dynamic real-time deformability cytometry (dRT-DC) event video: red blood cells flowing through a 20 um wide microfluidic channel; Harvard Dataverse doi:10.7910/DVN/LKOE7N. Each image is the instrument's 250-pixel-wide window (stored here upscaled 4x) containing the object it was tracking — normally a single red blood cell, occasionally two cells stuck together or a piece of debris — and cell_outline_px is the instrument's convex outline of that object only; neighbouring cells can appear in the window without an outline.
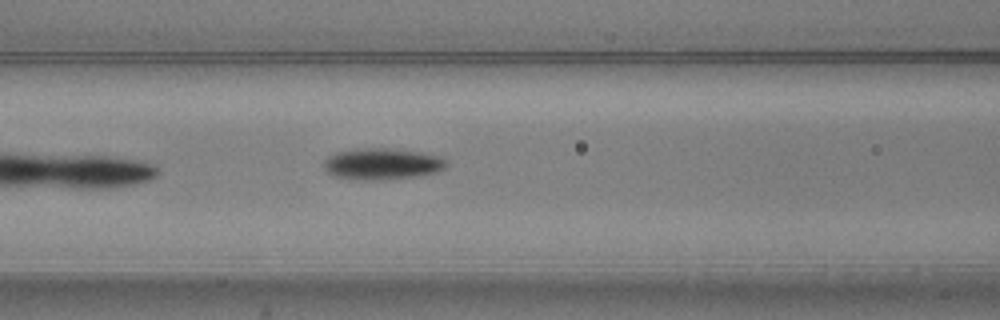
{"species": "common noctule bat (a hibernating species)", "species_latin": "Nyctalus noctula", "temperature_condition": "warm", "stored_images_in_passage": 5, "camera_frame_rate_fps": 3000, "um_per_image_px": 0.085, "animal": {"sex": "male", "body_mass_g": 20.5, "forearm_length_mm": 52.5}, "frame": {"image": 1, "passage_image": 5, "time_ms": 1.333, "image_size_px": [1000, 320], "cell_outline_px": [[448, 164], [444, 168], [436, 172], [416, 176], [368, 180], [364, 180], [336, 176], [328, 172], [324, 168], [324, 160], [328, 156], [336, 152], [356, 148], [388, 148], [420, 152], [436, 156], [444, 160]], "centroid_in_image_um": [32.44, 13.91], "position_along_channel_um": 134.2, "area_um2": 22.02}}